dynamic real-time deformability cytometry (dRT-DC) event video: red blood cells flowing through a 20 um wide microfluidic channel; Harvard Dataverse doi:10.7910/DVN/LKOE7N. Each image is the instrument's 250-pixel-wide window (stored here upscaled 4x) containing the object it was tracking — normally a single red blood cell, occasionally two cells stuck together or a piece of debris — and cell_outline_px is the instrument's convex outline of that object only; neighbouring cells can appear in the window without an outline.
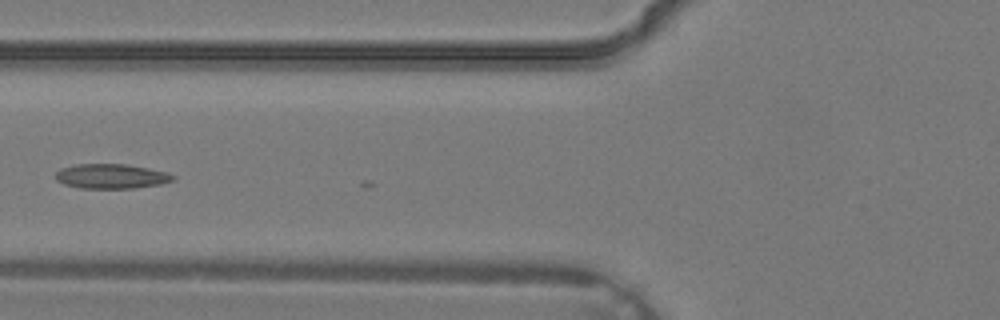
{"species": "common noctule bat (a hibernating species)", "species_latin": "Nyctalus noctula", "temperature_condition": "warm", "stored_images_in_passage": 4, "camera_frame_rate_fps": 3000, "um_per_image_px": 0.085, "animal": {"sex": "male", "body_mass_g": 19.2, "forearm_length_mm": 51.8}, "frame": {"image": 1, "passage_image": 4, "time_ms": 1.0, "image_size_px": [1000, 320], "cell_outline_px": [[176, 176], [172, 180], [160, 184], [132, 188], [80, 188], [64, 184], [56, 180], [56, 172], [60, 168], [76, 164], [128, 164], [168, 172]], "centroid_in_image_um": [9.45, 14.97], "position_along_channel_um": 116.4, "area_um2": 16.88}}